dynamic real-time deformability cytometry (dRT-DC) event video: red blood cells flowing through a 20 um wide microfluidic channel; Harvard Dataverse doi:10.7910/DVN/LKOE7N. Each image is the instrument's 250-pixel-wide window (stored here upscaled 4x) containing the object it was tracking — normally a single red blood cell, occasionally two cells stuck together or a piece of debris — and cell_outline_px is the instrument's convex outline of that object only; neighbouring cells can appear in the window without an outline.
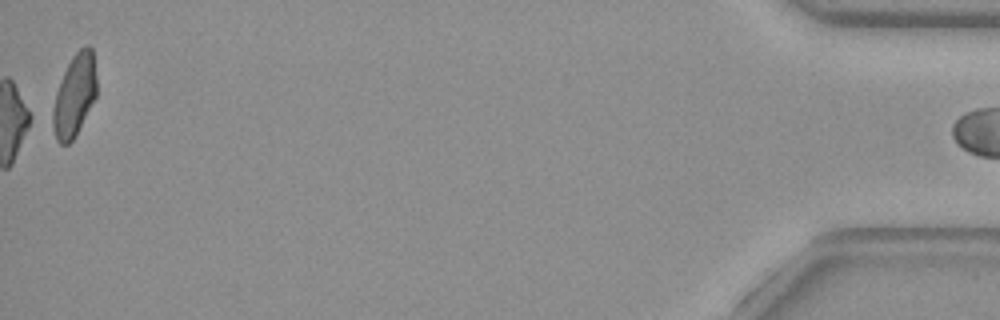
{"species": "common noctule bat (a hibernating species)", "species_latin": "Nyctalus noctula", "temperature_condition": "warm", "stored_images_in_passage": 55, "camera_frame_rate_fps": 3000, "um_per_image_px": 0.085, "animal": {"sex": "female", "body_mass_g": 29.2, "forearm_length_mm": 56.3}, "frame": {"image": 1, "passage_image": 55, "time_ms": 18.0, "image_size_px": [1000, 320], "cell_outline_px": [[96, 96], [76, 136], [68, 144], [60, 144], [56, 140], [44, 116], [60, 80], [72, 56], [84, 44], [88, 44], [92, 48], [96, 76]], "centroid_in_image_um": [6.2, 8.2], "position_along_channel_um": 429.0, "area_um2": 22.43}}